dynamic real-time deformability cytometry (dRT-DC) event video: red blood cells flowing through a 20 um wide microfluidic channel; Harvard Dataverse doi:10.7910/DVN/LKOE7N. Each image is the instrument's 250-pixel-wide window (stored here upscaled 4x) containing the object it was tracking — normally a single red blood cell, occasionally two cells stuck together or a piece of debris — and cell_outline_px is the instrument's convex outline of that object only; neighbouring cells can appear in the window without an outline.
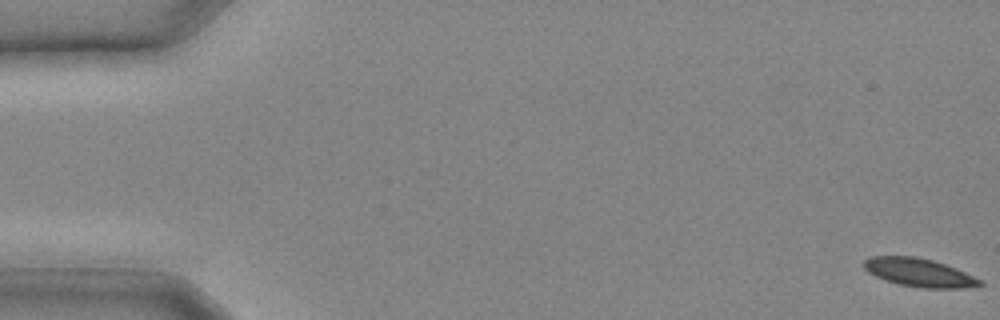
{"species": "common noctule bat (a hibernating species)", "species_latin": "Nyctalus noctula", "temperature_condition": "cold", "stored_images_in_passage": 16, "camera_frame_rate_fps": 3000, "um_per_image_px": 0.085, "animal": {"sex": "male", "body_mass_g": 20.4}, "frame": {"image": 1, "passage_image": 1, "time_ms": 0.0, "image_size_px": [1000, 320], "cell_outline_px": [[984, 284], [964, 288], [924, 288], [900, 284], [876, 276], [868, 272], [864, 268], [864, 260], [872, 256], [916, 256], [932, 260], [956, 268], [980, 280]], "centroid_in_image_um": [78.11, 23.16], "position_along_channel_um": 6.9, "area_um2": 18.79}}
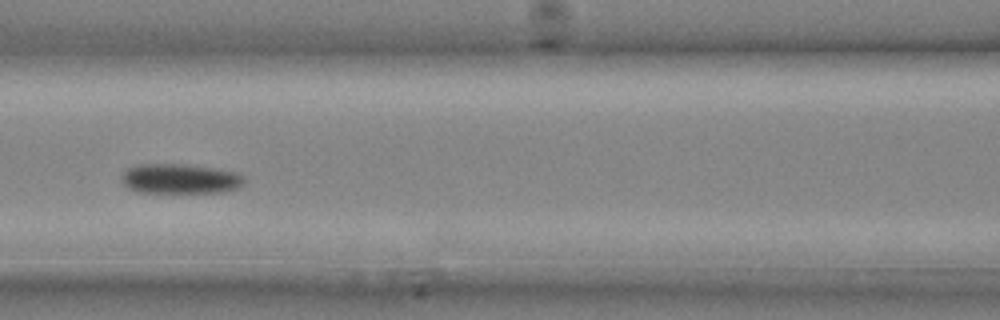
{"frame": {"image": 2, "passage_image": 13, "time_ms": 4.0, "image_size_px": [1000, 320], "cell_outline_px": [[244, 184], [240, 188], [228, 192], [136, 192], [128, 188], [124, 184], [120, 176], [128, 168], [140, 164], [180, 164], [212, 168], [236, 172], [244, 176]], "centroid_in_image_um": [15.33, 15.21], "position_along_channel_um": 151.3, "area_um2": 21.39}}
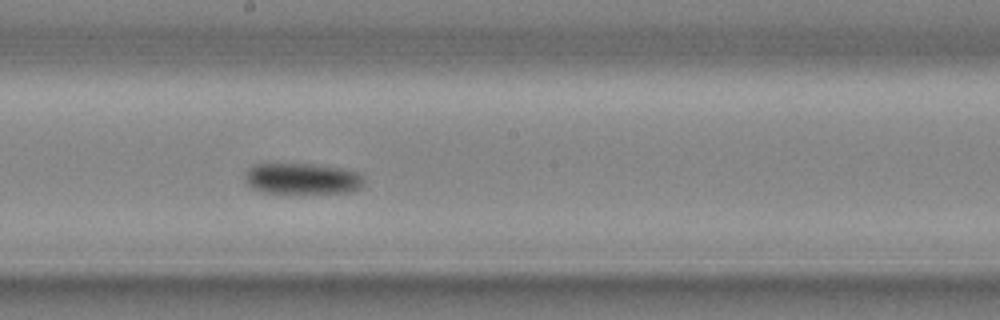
{"frame": {"image": 3, "passage_image": 16, "time_ms": 5.0, "image_size_px": [1000, 320], "cell_outline_px": [[364, 184], [360, 188], [352, 192], [300, 196], [284, 196], [264, 192], [252, 188], [244, 180], [244, 172], [252, 164], [312, 164], [340, 168], [356, 172], [364, 180]], "centroid_in_image_um": [25.64, 15.26], "position_along_channel_um": 222.6, "area_um2": 22.83}}